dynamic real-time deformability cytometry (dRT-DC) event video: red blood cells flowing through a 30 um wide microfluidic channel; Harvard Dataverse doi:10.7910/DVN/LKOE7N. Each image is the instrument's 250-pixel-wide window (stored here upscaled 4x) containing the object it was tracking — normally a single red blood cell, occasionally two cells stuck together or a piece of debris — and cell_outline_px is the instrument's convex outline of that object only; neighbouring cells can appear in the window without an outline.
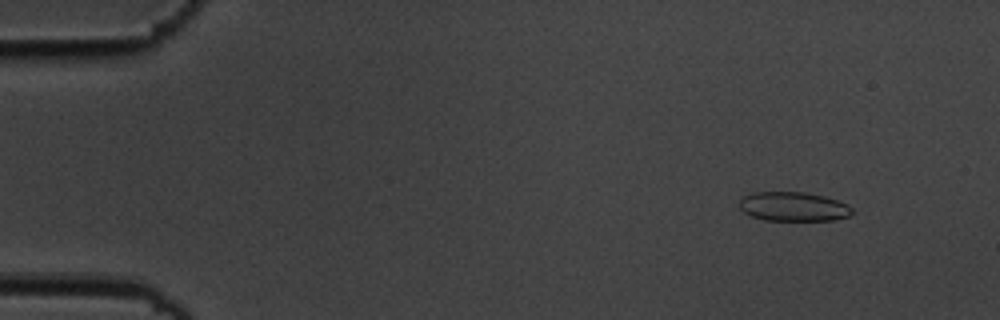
{"species": "common noctule bat (a hibernating species)", "species_latin": "Nyctalus noctula", "temperature_condition": "cold", "stored_images_in_passage": 56, "camera_frame_rate_fps": 3000, "um_per_image_px": 0.085, "animal": {"sex": "male", "body_mass_g": 19.5, "forearm_length_mm": 54.6}, "frame": {"image": 1, "passage_image": 6, "time_ms": 1.667, "image_size_px": [1000, 320], "cell_outline_px": [[852, 212], [848, 216], [832, 220], [764, 220], [752, 216], [744, 212], [740, 208], [740, 200], [744, 196], [752, 192], [804, 192], [824, 196], [848, 204], [852, 208]], "centroid_in_image_um": [67.43, 17.55], "position_along_channel_um": 17.6, "area_um2": 19.07}}
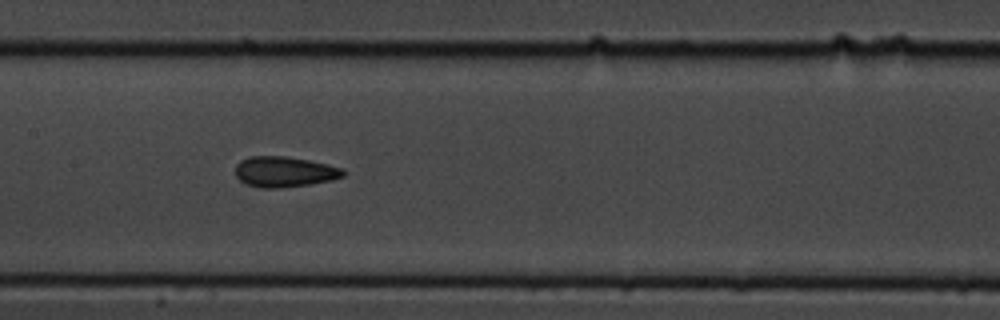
{"frame": {"image": 2, "passage_image": 28, "time_ms": 9.0, "image_size_px": [1000, 320], "cell_outline_px": [[344, 176], [332, 180], [308, 184], [280, 188], [260, 188], [248, 184], [240, 180], [236, 176], [236, 164], [240, 160], [248, 156], [284, 156], [308, 160], [328, 164], [344, 168]], "centroid_in_image_um": [24.17, 14.59], "position_along_channel_um": 183.2, "area_um2": 19.19}}
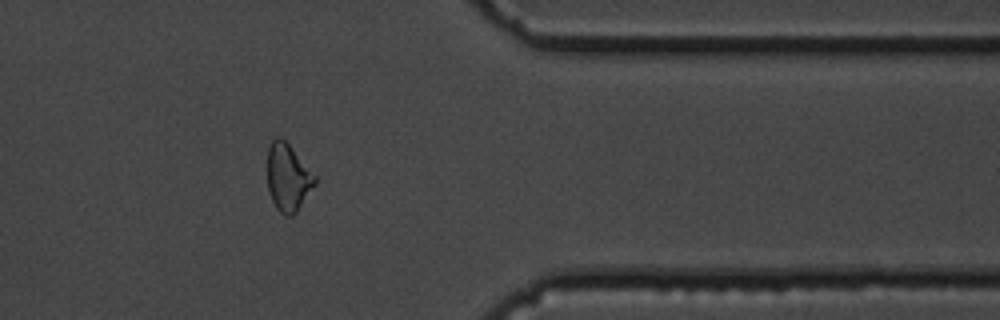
{"frame": {"image": 3, "passage_image": 46, "time_ms": 15.0, "image_size_px": [1000, 320], "cell_outline_px": [[316, 184], [296, 212], [292, 216], [284, 216], [276, 208], [268, 192], [268, 148], [272, 140], [276, 136], [280, 136], [288, 144], [316, 176]], "centroid_in_image_um": [24.47, 15.1], "position_along_channel_um": 386.9, "area_um2": 18.55}, "authors_computed_cell_mechanics": {"area_um2": 19.3052, "velocity_mm_per_s": 3.6287, "shape_relaxation_time_tau1_ms": 6.6701, "shape_relaxation_time_tau2_ms": 3.3164, "deformation_change_tau1": 0.1098, "deformation_change_tau2": 0.1051}}